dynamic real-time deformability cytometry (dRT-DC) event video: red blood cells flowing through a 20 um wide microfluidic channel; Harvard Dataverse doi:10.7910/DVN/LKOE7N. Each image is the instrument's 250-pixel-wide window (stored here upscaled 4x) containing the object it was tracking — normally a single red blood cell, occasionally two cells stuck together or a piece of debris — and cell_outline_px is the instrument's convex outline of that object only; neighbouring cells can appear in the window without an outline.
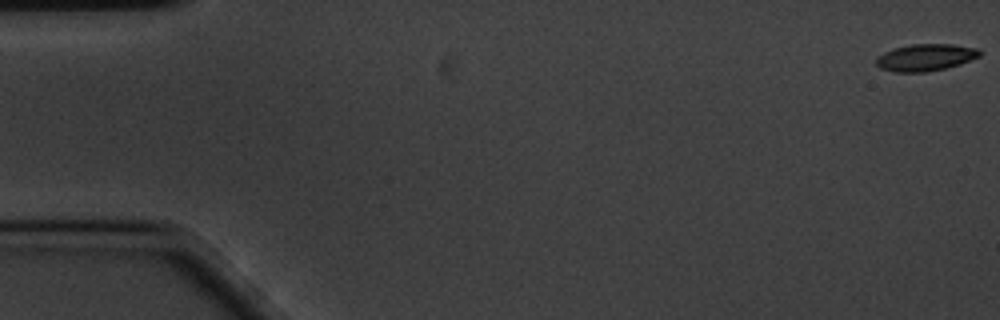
{"species": "common noctule bat (a hibernating species)", "species_latin": "Nyctalus noctula", "temperature_condition": "cold", "stored_images_in_passage": 59, "camera_frame_rate_fps": 3000, "um_per_image_px": 0.085, "animal": {"sex": "male", "body_mass_g": 20.1, "forearm_length_mm": 53.5}, "frame": {"image": 1, "passage_image": 1, "time_ms": 0.0, "image_size_px": [1000, 320], "cell_outline_px": [[980, 56], [960, 64], [944, 68], [924, 72], [896, 72], [880, 68], [876, 64], [876, 56], [892, 48], [912, 44], [952, 44], [980, 48]], "centroid_in_image_um": [78.66, 4.87], "position_along_channel_um": 6.3, "area_um2": 16.3}}
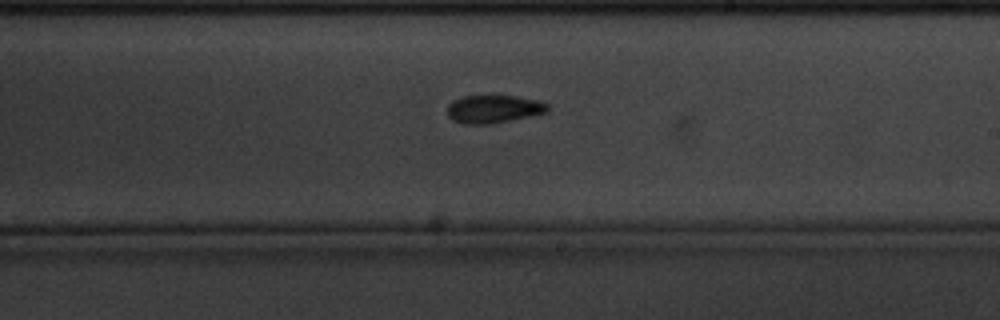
{"frame": {"image": 2, "passage_image": 34, "time_ms": 11.0, "image_size_px": [1000, 320], "cell_outline_px": [[548, 112], [488, 124], [464, 124], [452, 120], [448, 116], [448, 104], [452, 100], [460, 96], [492, 92], [540, 100], [548, 104]], "centroid_in_image_um": [41.91, 9.2], "position_along_channel_um": 247.1, "area_um2": 17.11}}
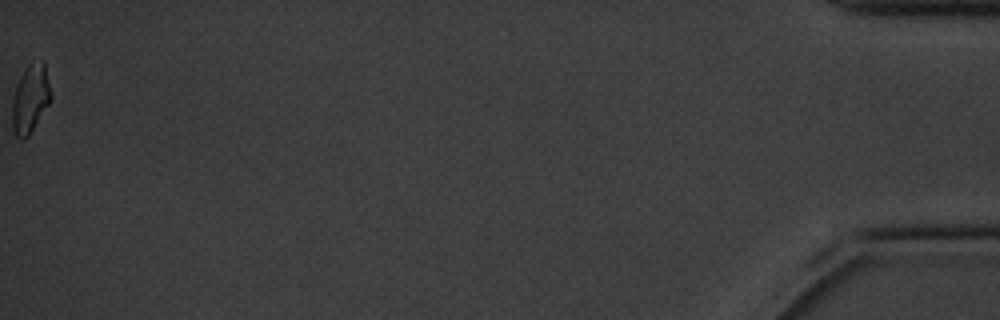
{"frame": {"image": 3, "passage_image": 59, "time_ms": 19.333, "image_size_px": [1000, 320], "cell_outline_px": [[52, 100], [28, 136], [24, 140], [20, 140], [12, 132], [12, 100], [20, 76], [24, 68], [28, 64], [44, 60], [52, 96]], "centroid_in_image_um": [2.58, 8.42], "position_along_channel_um": 432.6, "area_um2": 15.61}, "authors_computed_cell_mechanics": {"area_um2": 16.2418, "velocity_mm_per_s": 3.4389, "shape_relaxation_time_tau1_ms": 2.9758, "shape_relaxation_time_tau2_ms": null, "deformation_change_tau1": 0.1144, "deformation_change_tau2": null}}